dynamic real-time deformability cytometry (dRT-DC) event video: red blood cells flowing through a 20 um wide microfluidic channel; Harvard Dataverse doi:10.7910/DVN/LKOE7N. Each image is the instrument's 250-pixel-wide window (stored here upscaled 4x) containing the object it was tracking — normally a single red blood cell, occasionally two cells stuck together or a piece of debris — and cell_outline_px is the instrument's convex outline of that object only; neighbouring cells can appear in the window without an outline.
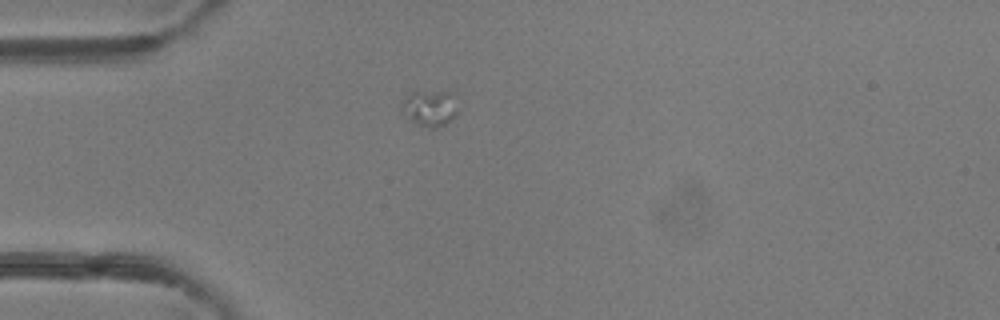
{"species": "common noctule bat (a hibernating species)", "species_latin": "Nyctalus noctula", "temperature_condition": "room temperature", "stored_images_in_passage": 1, "camera_frame_rate_fps": 3000, "um_per_image_px": 0.085, "animal": {"sex": "female"}, "frame": {"image": 1, "passage_image": 1, "time_ms": 0.0, "image_size_px": [1000, 320], "cell_outline_px": [[456, 116], [452, 120], [436, 128], [428, 128], [416, 124], [412, 120], [404, 104], [404, 100], [408, 92], [448, 92], [456, 108]], "centroid_in_image_um": [36.57, 9.22], "position_along_channel_um": 48.4, "area_um2": 10.92}}